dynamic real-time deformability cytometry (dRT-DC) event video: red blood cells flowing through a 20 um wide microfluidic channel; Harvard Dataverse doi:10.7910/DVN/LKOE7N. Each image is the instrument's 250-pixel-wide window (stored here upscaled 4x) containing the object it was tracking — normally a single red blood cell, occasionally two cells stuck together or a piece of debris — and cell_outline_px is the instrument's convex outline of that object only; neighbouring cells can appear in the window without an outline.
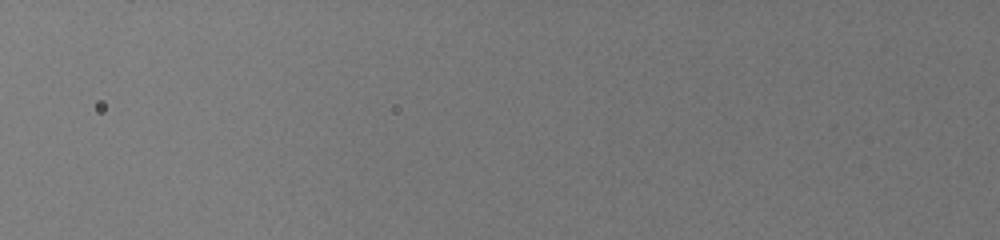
{"species": "common noctule bat (a hibernating species)", "species_latin": "Nyctalus noctula", "temperature_condition": "warm", "stored_images_in_passage": 4, "segment_of_instrument_passage": [2, 2], "camera_frame_rate_fps": 3000, "um_per_image_px": 0.085, "animal": {"sex": "female", "body_mass_g": 19.5, "forearm_length_mm": 54.1}, "frame": {"image": 1, "passage_image": 4, "time_ms": 1.0, "image_size_px": [1000, 240], "cell_outline_px": [[800, 76], [736, 140], [704, 152], [704, 144], [708, 136], [772, 68], [788, 68], [796, 72]], "centroid_in_image_um": [63.89, 9.11], "position_along_channel_um": 61.9, "area_um2": 18.44}}